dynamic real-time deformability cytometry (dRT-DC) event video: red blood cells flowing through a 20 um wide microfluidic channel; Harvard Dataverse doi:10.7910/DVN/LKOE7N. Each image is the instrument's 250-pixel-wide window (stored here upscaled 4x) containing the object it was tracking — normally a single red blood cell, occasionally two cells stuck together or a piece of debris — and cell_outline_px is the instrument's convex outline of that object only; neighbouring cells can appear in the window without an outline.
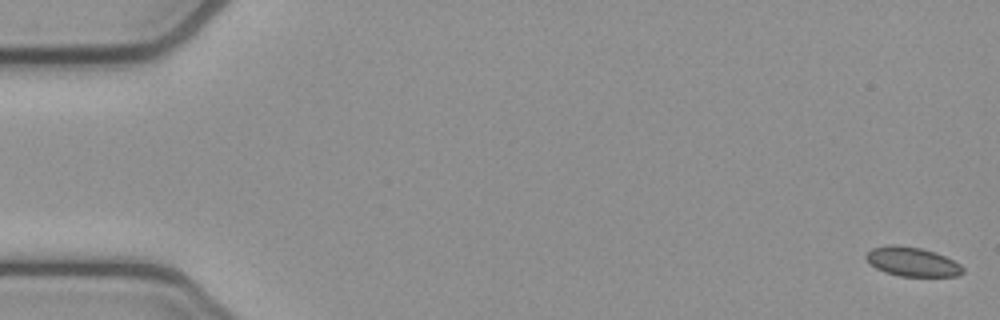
{"species": "common noctule bat (a hibernating species)", "species_latin": "Nyctalus noctula", "temperature_condition": "cold", "stored_images_in_passage": 54, "camera_frame_rate_fps": 3000, "um_per_image_px": 0.085, "animal": {"sex": "female", "body_mass_g": 21.9}, "frame": {"image": 1, "passage_image": 1, "time_ms": 0.0, "image_size_px": [1000, 320], "cell_outline_px": [[964, 272], [956, 276], [900, 276], [884, 272], [876, 268], [864, 256], [872, 248], [888, 244], [896, 244], [920, 248], [936, 252], [960, 264], [964, 268]], "centroid_in_image_um": [77.53, 22.24], "position_along_channel_um": 7.5, "area_um2": 16.42}}
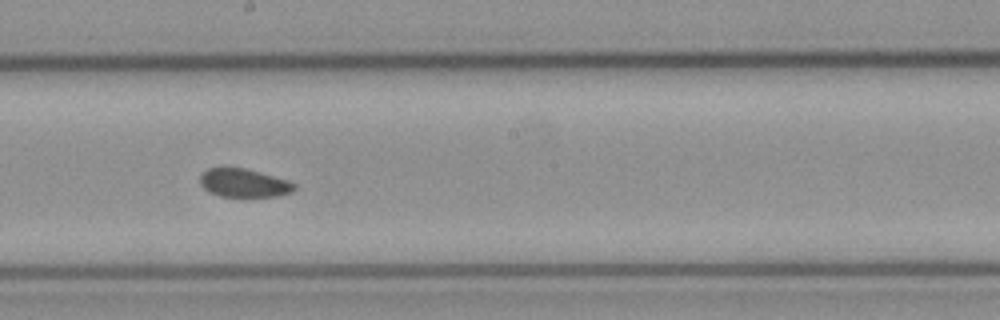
{"frame": {"image": 2, "passage_image": 30, "time_ms": 9.667, "image_size_px": [1000, 320], "cell_outline_px": [[296, 188], [292, 192], [276, 196], [220, 196], [204, 188], [200, 184], [200, 176], [208, 168], [224, 164], [244, 168], [260, 172], [288, 180], [296, 184]], "centroid_in_image_um": [20.7, 15.5], "position_along_channel_um": 227.5, "area_um2": 15.9}}
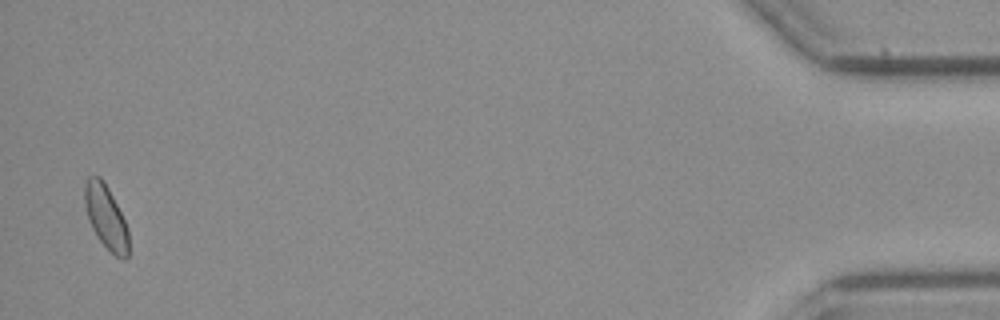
{"frame": {"image": 3, "passage_image": 53, "time_ms": 17.333, "image_size_px": [1000, 320], "cell_outline_px": [[128, 256], [124, 260], [116, 256], [96, 236], [88, 220], [84, 204], [84, 184], [88, 176], [100, 176], [104, 180], [128, 228]], "centroid_in_image_um": [8.98, 18.42], "position_along_channel_um": 426.2, "area_um2": 16.24}, "authors_computed_cell_mechanics": {"area_um2": 16.3574, "velocity_mm_per_s": 3.8077, "shape_relaxation_time_tau1_ms": null, "shape_relaxation_time_tau2_ms": 6.4758, "deformation_change_tau1": null, "deformation_change_tau2": 0.097}}